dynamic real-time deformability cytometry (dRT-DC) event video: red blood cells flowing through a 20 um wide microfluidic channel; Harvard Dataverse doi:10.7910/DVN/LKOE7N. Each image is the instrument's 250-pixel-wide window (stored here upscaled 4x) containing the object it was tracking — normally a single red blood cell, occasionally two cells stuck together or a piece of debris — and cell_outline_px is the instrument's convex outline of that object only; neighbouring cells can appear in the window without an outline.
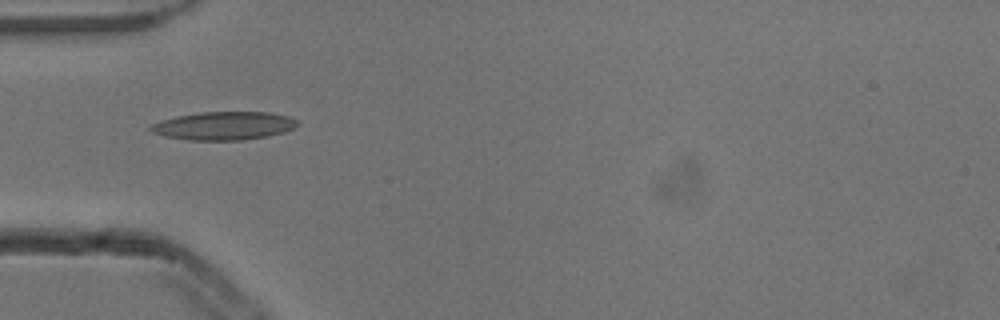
{"species": "common noctule bat (a hibernating species)", "species_latin": "Nyctalus noctula", "temperature_condition": "cold", "stored_images_in_passage": 6, "camera_frame_rate_fps": 3000, "um_per_image_px": 0.085, "animal": {"sex": "male", "body_mass_g": 13.3}, "frame": {"image": 1, "passage_image": 5, "time_ms": 1.333, "image_size_px": [1000, 320], "cell_outline_px": [[300, 124], [296, 128], [284, 132], [268, 136], [240, 140], [188, 140], [164, 136], [152, 132], [148, 128], [152, 124], [160, 120], [176, 116], [200, 112], [268, 112], [288, 116], [300, 120]], "centroid_in_image_um": [19.06, 10.69], "position_along_channel_um": 65.9, "area_um2": 24.39}}
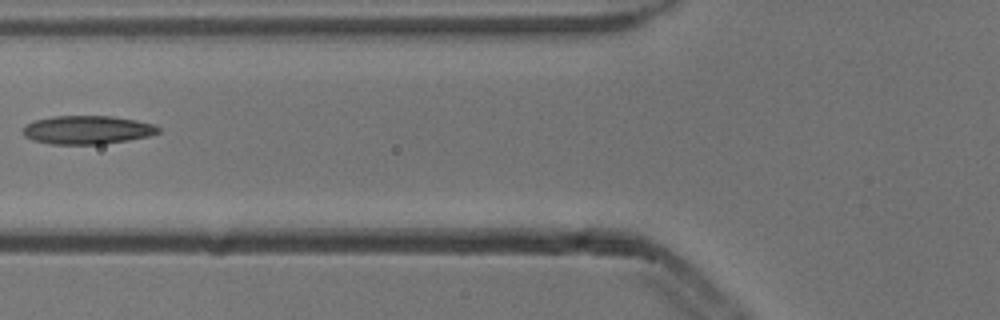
{"frame": {"image": 2, "passage_image": 6, "time_ms": 1.667, "image_size_px": [1000, 320], "cell_outline_px": [[160, 132], [148, 136], [128, 140], [100, 144], [52, 144], [32, 140], [24, 136], [24, 128], [28, 124], [36, 120], [52, 116], [112, 116], [136, 120], [152, 124], [160, 128]], "centroid_in_image_um": [7.43, 11.04], "position_along_channel_um": 118.4, "area_um2": 22.25}}